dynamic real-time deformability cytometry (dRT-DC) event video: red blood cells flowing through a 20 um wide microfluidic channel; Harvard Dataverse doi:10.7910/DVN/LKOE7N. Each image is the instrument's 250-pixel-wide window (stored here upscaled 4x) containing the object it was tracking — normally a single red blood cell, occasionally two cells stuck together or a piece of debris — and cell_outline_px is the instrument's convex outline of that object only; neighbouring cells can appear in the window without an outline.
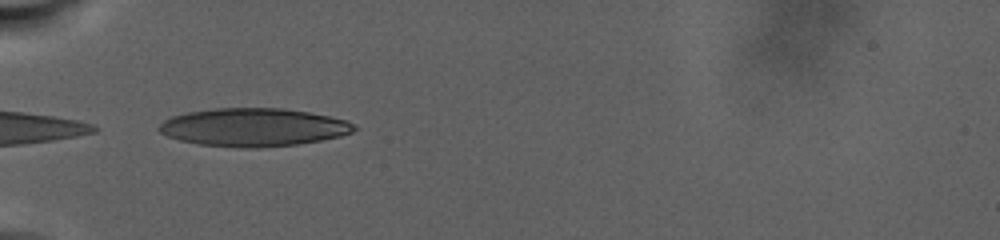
{"species": "human", "species_latin": "Homo sapiens", "temperature_condition": "warm", "stored_images_in_passage": 55, "camera_frame_rate_fps": 3000, "um_per_image_px": 0.085, "donor": {"sex": "male"}, "frame": {"image": 1, "passage_image": 1, "time_ms": 0.0, "image_size_px": [1000, 240], "cell_outline_px": [[356, 128], [352, 132], [340, 136], [320, 140], [296, 144], [260, 148], [244, 148], [200, 144], [180, 140], [168, 136], [160, 132], [156, 128], [164, 120], [172, 116], [188, 112], [216, 108], [284, 108], [308, 112], [348, 120]], "centroid_in_image_um": [21.53, 10.81], "position_along_channel_um": 63.5, "area_um2": 43.18}}
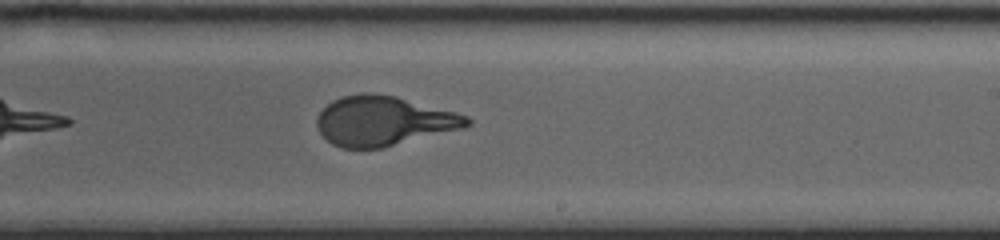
{"frame": {"image": 2, "passage_image": 21, "time_ms": 8.667, "image_size_px": [1000, 240], "cell_outline_px": [[472, 124], [464, 128], [384, 148], [340, 148], [332, 144], [320, 132], [316, 124], [316, 120], [320, 112], [332, 100], [340, 96], [360, 92], [372, 92], [396, 96], [456, 112], [468, 116], [472, 120]], "centroid_in_image_um": [32.62, 10.27], "position_along_channel_um": 256.4, "area_um2": 43.75}}
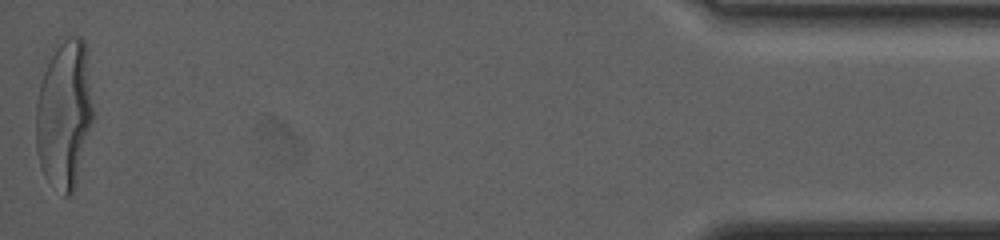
{"frame": {"image": 3, "passage_image": 55, "time_ms": 19.333, "image_size_px": [1000, 240], "cell_outline_px": [[92, 120], [76, 188], [72, 196], [64, 196], [44, 176], [40, 168], [36, 152], [36, 104], [40, 84], [44, 72], [56, 48], [68, 36], [80, 36], [84, 40], [92, 108]], "centroid_in_image_um": [5.44, 9.81], "position_along_channel_um": 429.8, "area_um2": 48.84}, "authors_computed_cell_mechanics": {"area_um2": 43.9858, "velocity_mm_per_s": 2.3431, "shape_relaxation_time_tau1_ms": 8.6947, "shape_relaxation_time_tau2_ms": null, "deformation_change_tau1": 0.2997, "deformation_change_tau2": null}}